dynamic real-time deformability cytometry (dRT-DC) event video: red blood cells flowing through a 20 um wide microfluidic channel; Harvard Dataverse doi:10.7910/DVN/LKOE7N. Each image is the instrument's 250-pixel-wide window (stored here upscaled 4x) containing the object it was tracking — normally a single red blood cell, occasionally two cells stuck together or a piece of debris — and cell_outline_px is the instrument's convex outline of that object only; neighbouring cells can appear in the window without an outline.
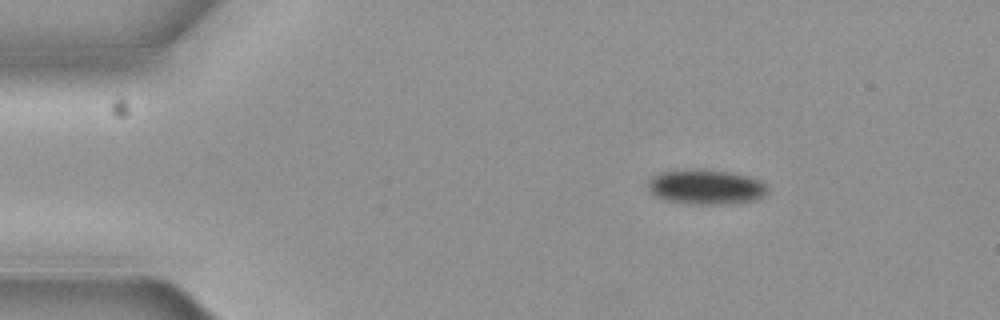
{"species": "common noctule bat (a hibernating species)", "species_latin": "Nyctalus noctula", "temperature_condition": "cold", "stored_images_in_passage": 3, "camera_frame_rate_fps": 3000, "um_per_image_px": 0.085, "animal": {"sex": "female", "body_mass_g": 19.3, "forearm_length_mm": 54.1}, "frame": {"image": 1, "passage_image": 1, "time_ms": 0.0, "image_size_px": [1000, 320], "cell_outline_px": [[768, 192], [764, 196], [756, 200], [724, 204], [692, 204], [668, 200], [656, 196], [648, 188], [648, 180], [656, 172], [688, 168], [700, 168], [728, 172], [748, 176], [760, 180], [768, 188]], "centroid_in_image_um": [59.99, 15.86], "position_along_channel_um": 25.0, "area_um2": 24.57}}